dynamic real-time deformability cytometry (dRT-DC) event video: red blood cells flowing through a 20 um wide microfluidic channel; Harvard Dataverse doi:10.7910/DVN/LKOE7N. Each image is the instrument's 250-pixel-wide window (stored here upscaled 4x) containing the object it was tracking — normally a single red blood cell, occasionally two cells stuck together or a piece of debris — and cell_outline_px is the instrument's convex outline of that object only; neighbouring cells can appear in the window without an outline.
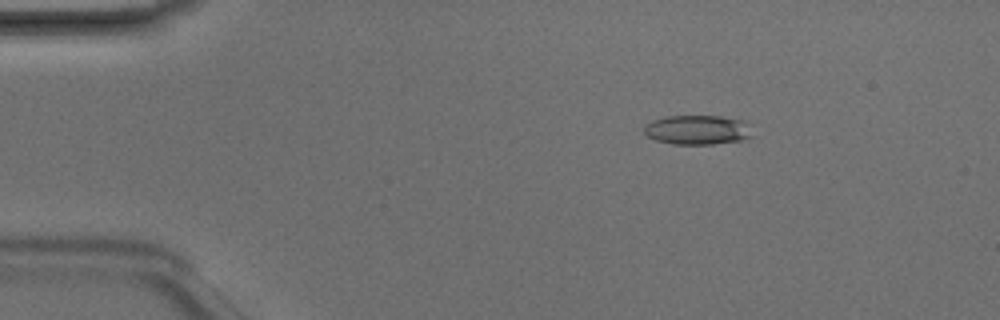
{"species": "Egyptian fruit bat (a non-hibernating species)", "species_latin": "Rousettus aegyptiacus", "temperature_condition": "room temperature", "stored_images_in_passage": 39, "camera_frame_rate_fps": 3000, "um_per_image_px": 0.085, "animal": {"sex": "male"}, "frame": {"image": 1, "passage_image": 8, "time_ms": 2.333, "image_size_px": [1000, 320], "cell_outline_px": [[752, 136], [744, 140], [712, 144], [672, 144], [656, 140], [648, 136], [644, 132], [644, 124], [652, 120], [664, 116], [720, 116], [744, 120]], "centroid_in_image_um": [59.25, 11.03], "position_along_channel_um": 25.8, "area_um2": 18.61}}
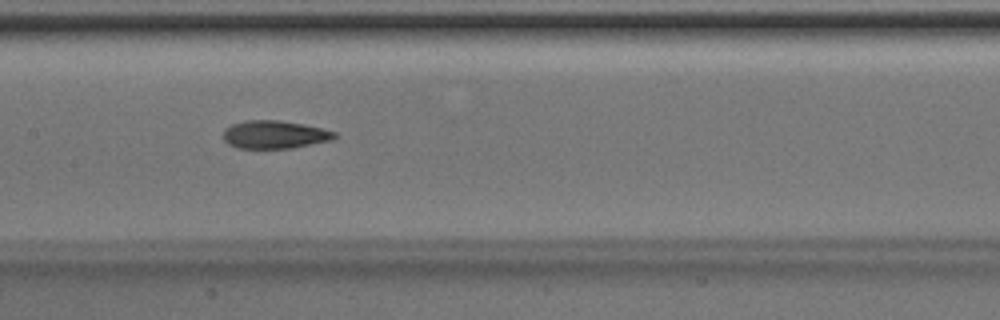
{"frame": {"image": 2, "passage_image": 24, "time_ms": 7.667, "image_size_px": [1000, 320], "cell_outline_px": [[336, 136], [332, 140], [292, 148], [236, 148], [228, 144], [224, 140], [224, 128], [232, 124], [248, 120], [280, 120], [304, 124], [336, 132]], "centroid_in_image_um": [23.32, 11.44], "position_along_channel_um": 184.1, "area_um2": 18.15}}
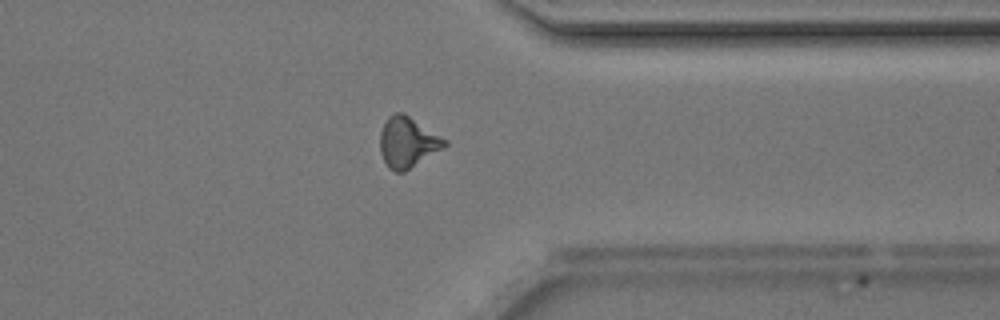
{"frame": {"image": 3, "passage_image": 38, "time_ms": 12.333, "image_size_px": [1000, 320], "cell_outline_px": [[448, 144], [404, 172], [396, 172], [388, 168], [380, 152], [380, 132], [388, 116], [396, 112], [404, 112], [448, 140]], "centroid_in_image_um": [34.63, 12.07], "position_along_channel_um": 376.8, "area_um2": 18.96}, "authors_computed_cell_mechanics": {"area_um2": 18.7272, "velocity_mm_per_s": 4.2229, "shape_relaxation_time_tau1_ms": 4.2264, "shape_relaxation_time_tau2_ms": 2.3133, "deformation_change_tau1": 0.1347, "deformation_change_tau2": 0.1078}}